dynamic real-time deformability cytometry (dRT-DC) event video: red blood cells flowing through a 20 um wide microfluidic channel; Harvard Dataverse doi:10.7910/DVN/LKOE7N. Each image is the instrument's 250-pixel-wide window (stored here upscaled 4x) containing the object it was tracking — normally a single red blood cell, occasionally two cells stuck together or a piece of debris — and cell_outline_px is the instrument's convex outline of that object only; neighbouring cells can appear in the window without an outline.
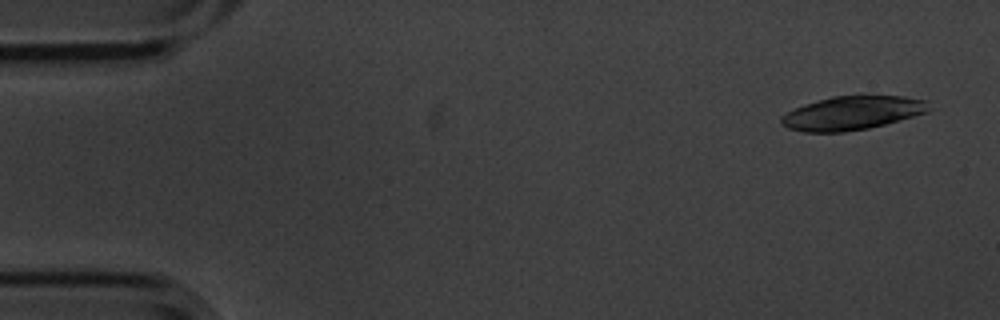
{"species": "common noctule bat (a hibernating species)", "species_latin": "Nyctalus noctula", "temperature_condition": "cold", "stored_images_in_passage": 6, "camera_frame_rate_fps": 3000, "um_per_image_px": 0.085, "animal": {"sex": "male", "body_mass_g": 20.1, "forearm_length_mm": 53.5}, "frame": {"image": 1, "passage_image": 1, "time_ms": 0.0, "image_size_px": [1000, 320], "cell_outline_px": [[932, 108], [928, 112], [884, 124], [868, 128], [844, 132], [804, 132], [788, 128], [780, 124], [780, 116], [804, 104], [832, 96], [904, 96], [928, 100]], "centroid_in_image_um": [72.45, 9.6], "position_along_channel_um": 12.5, "area_um2": 29.02}}